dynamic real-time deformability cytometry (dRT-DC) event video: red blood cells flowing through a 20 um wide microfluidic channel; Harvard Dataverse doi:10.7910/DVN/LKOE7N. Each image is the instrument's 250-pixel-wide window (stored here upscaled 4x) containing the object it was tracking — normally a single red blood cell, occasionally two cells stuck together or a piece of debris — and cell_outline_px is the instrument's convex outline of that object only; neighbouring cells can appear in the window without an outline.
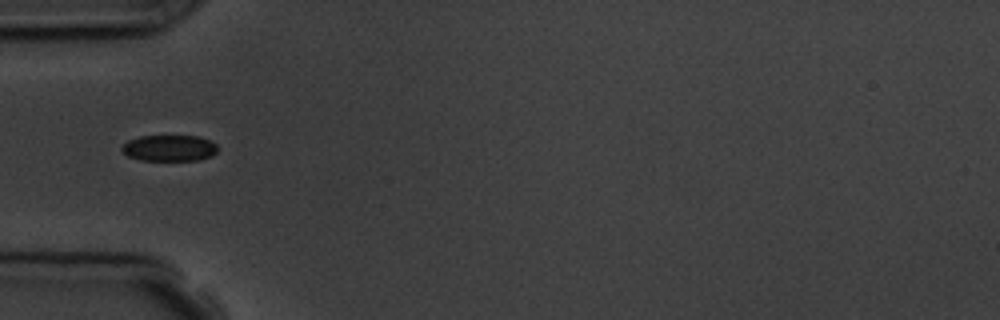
{"species": "common noctule bat (a hibernating species)", "species_latin": "Nyctalus noctula", "temperature_condition": "room temperature", "stored_images_in_passage": 11, "camera_frame_rate_fps": 3000, "um_per_image_px": 0.085, "animal": {"sex": "male", "body_mass_g": 19.5, "forearm_length_mm": 54.6}, "frame": {"image": 1, "passage_image": 1, "time_ms": 0.0, "image_size_px": [1000, 320], "cell_outline_px": [[220, 148], [212, 156], [200, 160], [140, 160], [128, 156], [120, 148], [128, 140], [140, 136], [200, 136], [216, 144]], "centroid_in_image_um": [14.42, 12.59], "position_along_channel_um": 70.6, "area_um2": 14.68}}
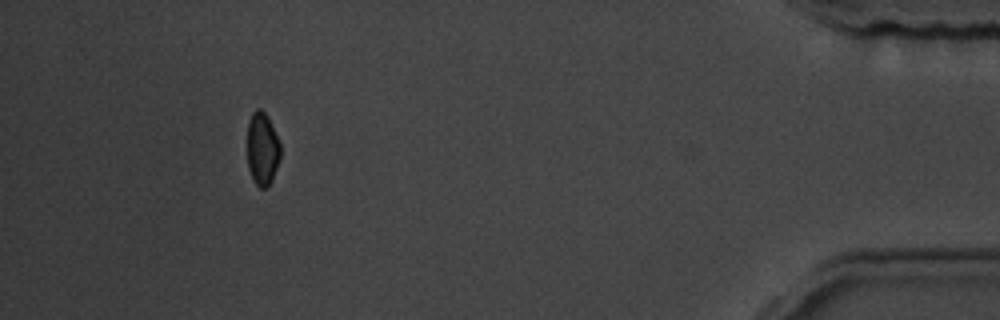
{"frame": {"image": 2, "passage_image": 10, "time_ms": 11.0, "image_size_px": [1000, 320], "cell_outline_px": [[280, 156], [272, 180], [268, 188], [260, 188], [256, 184], [248, 168], [248, 120], [252, 112], [256, 108], [260, 108], [268, 116], [280, 144]], "centroid_in_image_um": [22.29, 12.63], "position_along_channel_um": 412.9, "area_um2": 14.05}, "authors_computed_cell_mechanics": {"area_um2": 15.3748, "velocity_mm_per_s": 3.6753, "shape_relaxation_time_tau1_ms": 1.0874, "shape_relaxation_time_tau2_ms": null, "deformation_change_tau1": 0.0446, "deformation_change_tau2": null}}